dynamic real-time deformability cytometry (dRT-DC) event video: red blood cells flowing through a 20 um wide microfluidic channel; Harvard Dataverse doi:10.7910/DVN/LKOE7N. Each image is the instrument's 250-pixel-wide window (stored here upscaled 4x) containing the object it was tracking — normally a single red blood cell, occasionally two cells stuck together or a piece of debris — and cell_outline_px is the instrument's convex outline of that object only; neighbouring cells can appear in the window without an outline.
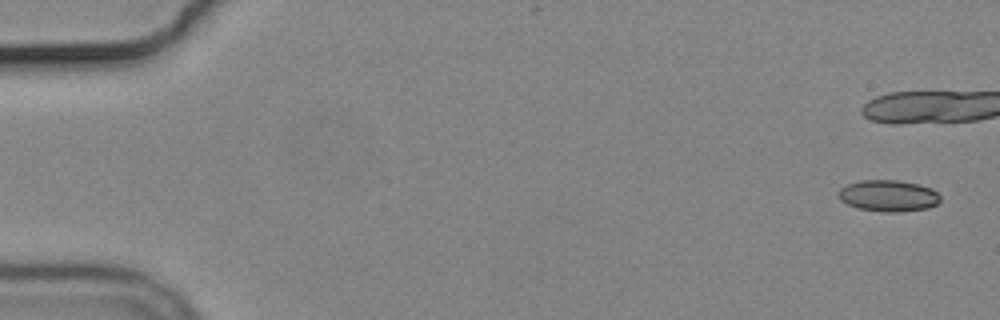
{"species": "common noctule bat (a hibernating species)", "species_latin": "Nyctalus noctula", "temperature_condition": "cold", "stored_images_in_passage": 7, "camera_frame_rate_fps": 3000, "um_per_image_px": 0.085, "animal": {"sex": "male", "body_mass_g": 19.2, "forearm_length_mm": 51.8}, "frame": {"image": 1, "passage_image": 1, "time_ms": 0.0, "image_size_px": [1000, 320], "cell_outline_px": [[940, 200], [936, 204], [928, 208], [896, 212], [884, 212], [860, 208], [848, 204], [840, 200], [840, 188], [848, 184], [860, 180], [900, 180], [932, 188], [940, 196]], "centroid_in_image_um": [75.53, 16.63], "position_along_channel_um": 9.5, "area_um2": 18.44}}